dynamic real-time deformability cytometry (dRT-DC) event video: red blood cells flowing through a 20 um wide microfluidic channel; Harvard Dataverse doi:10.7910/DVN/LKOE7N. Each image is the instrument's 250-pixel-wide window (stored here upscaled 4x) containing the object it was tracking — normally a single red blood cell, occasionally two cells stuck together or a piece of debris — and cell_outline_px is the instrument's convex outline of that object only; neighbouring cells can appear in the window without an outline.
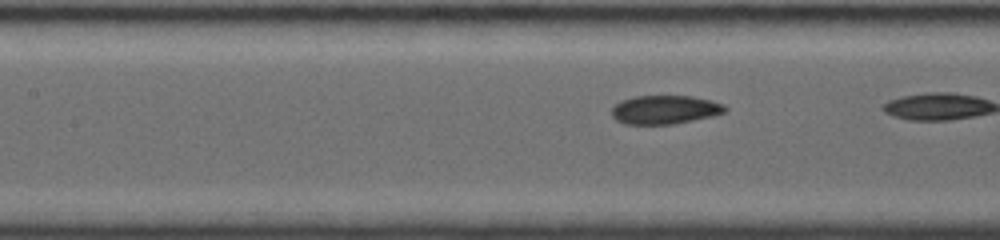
{"species": "common noctule bat (a hibernating species)", "species_latin": "Nyctalus noctula", "temperature_condition": "room temperature", "stored_images_in_passage": 12, "camera_frame_rate_fps": 4000, "um_per_image_px": 0.085, "animal": {"sex": "female", "body_mass_g": 19.0, "forearm_length_mm": 56.7}, "frame": {"image": 1, "passage_image": 5, "time_ms": 0.75, "image_size_px": [1000, 240], "cell_outline_px": [[728, 112], [712, 116], [672, 124], [624, 124], [616, 120], [612, 116], [612, 108], [620, 100], [636, 96], [692, 96], [712, 100], [724, 104], [728, 108]], "centroid_in_image_um": [56.54, 9.32], "position_along_channel_um": 150.9, "area_um2": 19.07}}